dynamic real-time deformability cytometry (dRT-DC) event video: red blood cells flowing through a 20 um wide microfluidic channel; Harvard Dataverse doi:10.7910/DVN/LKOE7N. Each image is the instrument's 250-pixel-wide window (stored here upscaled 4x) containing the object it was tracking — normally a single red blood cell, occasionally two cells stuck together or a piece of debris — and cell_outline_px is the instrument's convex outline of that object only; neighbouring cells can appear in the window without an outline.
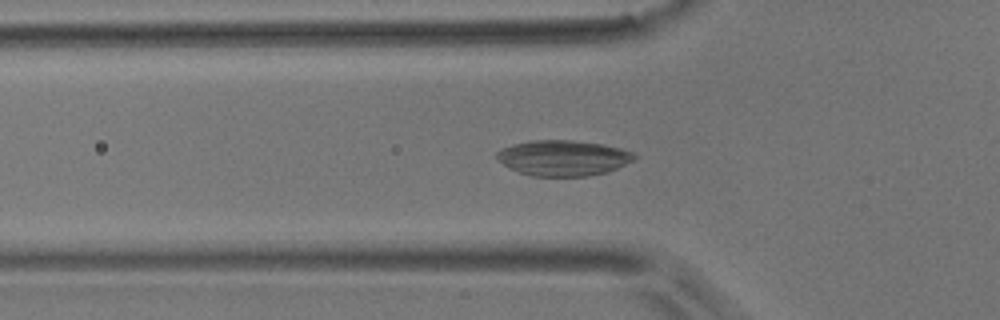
{"species": "common noctule bat (a hibernating species)", "species_latin": "Nyctalus noctula", "temperature_condition": "room temperature", "stored_images_in_passage": 55, "camera_frame_rate_fps": 3000, "um_per_image_px": 0.085, "animal": {"sex": "male", "body_mass_g": 17.9}, "frame": {"image": 1, "passage_image": 18, "time_ms": 5.667, "image_size_px": [1000, 320], "cell_outline_px": [[640, 156], [608, 172], [588, 176], [532, 176], [520, 172], [504, 164], [496, 156], [496, 152], [500, 148], [512, 144], [532, 140], [572, 140], [604, 144], [620, 148], [632, 152]], "centroid_in_image_um": [47.88, 13.41], "position_along_channel_um": 77.9, "area_um2": 28.44}}
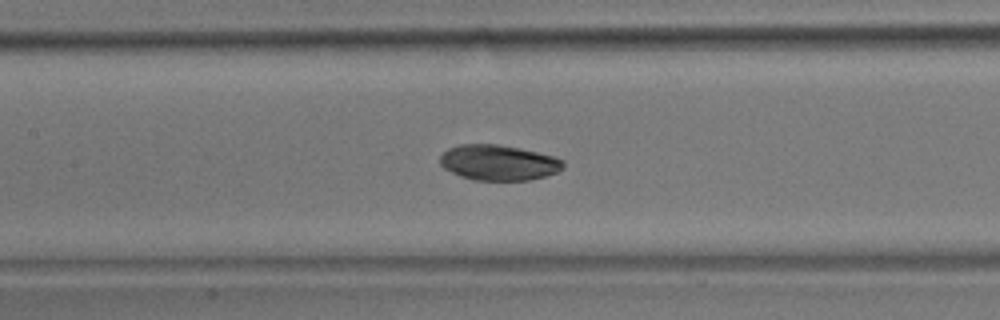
{"frame": {"image": 2, "passage_image": 25, "time_ms": 8.0, "image_size_px": [1000, 320], "cell_outline_px": [[564, 168], [556, 172], [544, 176], [528, 180], [472, 180], [460, 176], [444, 168], [440, 164], [440, 156], [448, 148], [460, 144], [496, 144], [520, 148], [552, 156], [564, 160]], "centroid_in_image_um": [42.36, 13.82], "position_along_channel_um": 165.0, "area_um2": 25.37}}
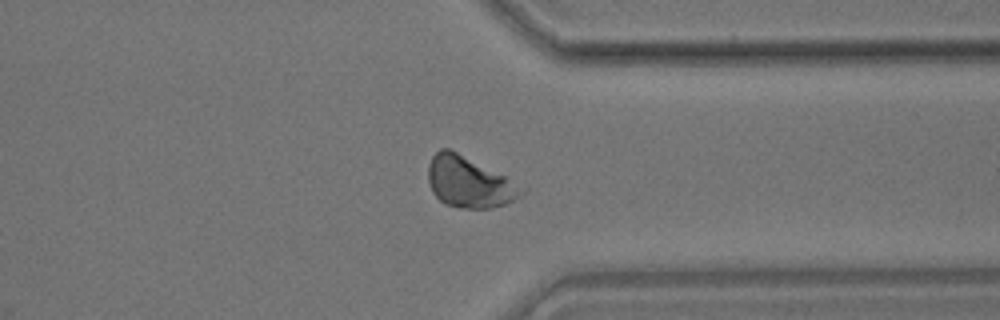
{"frame": {"image": 3, "passage_image": 42, "time_ms": 13.667, "image_size_px": [1000, 320], "cell_outline_px": [[528, 188], [520, 196], [504, 204], [492, 208], [460, 208], [444, 204], [432, 192], [428, 180], [428, 164], [432, 156], [440, 148], [452, 148]], "centroid_in_image_um": [39.87, 15.46], "position_along_channel_um": 371.5, "area_um2": 28.03}, "authors_computed_cell_mechanics": {"area_um2": 26.6458, "velocity_mm_per_s": 3.6884, "shape_relaxation_time_tau1_ms": 8.1004, "shape_relaxation_time_tau2_ms": null, "deformation_change_tau1": 0.0948, "deformation_change_tau2": null}}